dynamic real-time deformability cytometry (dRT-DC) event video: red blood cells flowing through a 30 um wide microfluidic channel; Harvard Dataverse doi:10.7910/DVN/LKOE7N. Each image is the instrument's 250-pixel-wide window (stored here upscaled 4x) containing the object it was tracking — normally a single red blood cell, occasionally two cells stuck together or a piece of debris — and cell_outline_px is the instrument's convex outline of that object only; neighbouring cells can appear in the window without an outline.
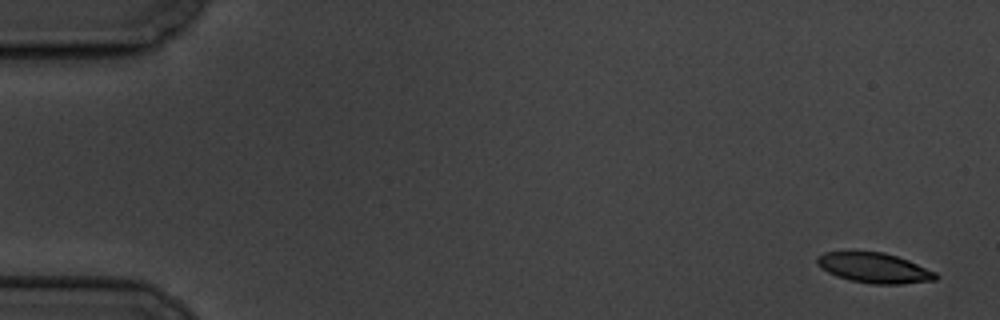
{"species": "common noctule bat (a hibernating species)", "species_latin": "Nyctalus noctula", "temperature_condition": "cold", "stored_images_in_passage": 10, "camera_frame_rate_fps": 3000, "um_per_image_px": 0.085, "animal": {"sex": "male", "body_mass_g": 19.5, "forearm_length_mm": 54.6}, "frame": {"image": 1, "passage_image": 1, "time_ms": 0.0, "image_size_px": [1000, 320], "cell_outline_px": [[940, 276], [936, 280], [900, 284], [872, 284], [852, 280], [836, 276], [828, 272], [816, 264], [816, 256], [824, 252], [884, 252], [908, 260], [936, 272]], "centroid_in_image_um": [74.32, 22.77], "position_along_channel_um": 10.7, "area_um2": 20.75}}
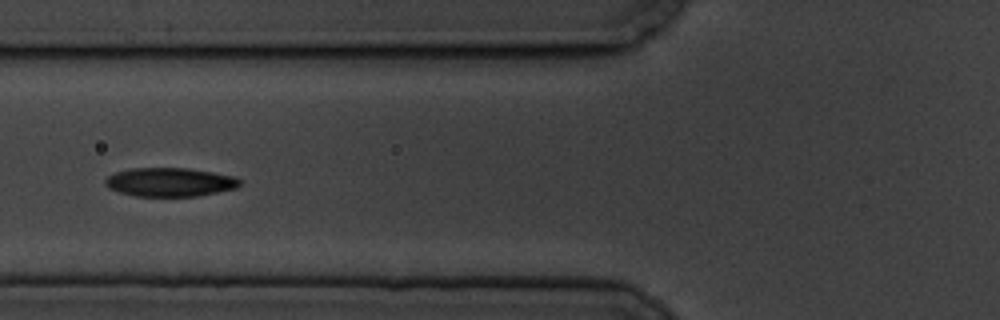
{"frame": {"image": 2, "passage_image": 7, "time_ms": 7.0, "image_size_px": [1000, 320], "cell_outline_px": [[244, 180], [236, 188], [196, 196], [136, 196], [120, 192], [108, 188], [104, 184], [104, 180], [108, 176], [116, 172], [128, 168], [188, 168], [236, 176]], "centroid_in_image_um": [14.45, 15.47], "position_along_channel_um": 111.4, "area_um2": 22.66}}
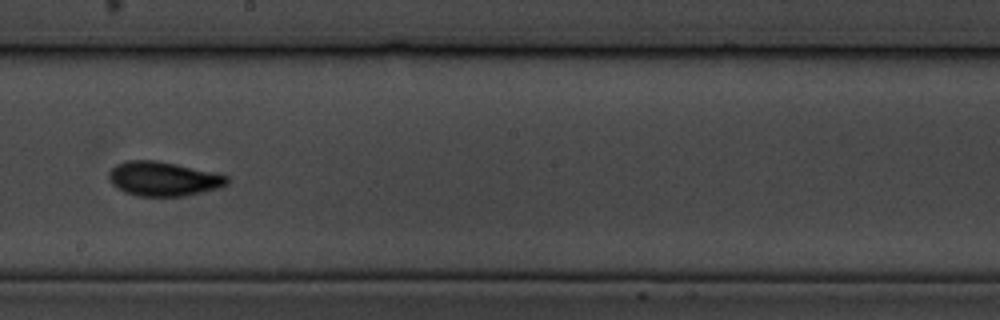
{"frame": {"image": 3, "passage_image": 10, "time_ms": 10.667, "image_size_px": [1000, 320], "cell_outline_px": [[228, 184], [220, 188], [184, 196], [136, 196], [124, 192], [116, 188], [108, 180], [108, 172], [116, 164], [128, 160], [152, 160], [176, 164], [216, 172], [228, 176]], "centroid_in_image_um": [13.87, 15.2], "position_along_channel_um": 234.3, "area_um2": 23.87}}